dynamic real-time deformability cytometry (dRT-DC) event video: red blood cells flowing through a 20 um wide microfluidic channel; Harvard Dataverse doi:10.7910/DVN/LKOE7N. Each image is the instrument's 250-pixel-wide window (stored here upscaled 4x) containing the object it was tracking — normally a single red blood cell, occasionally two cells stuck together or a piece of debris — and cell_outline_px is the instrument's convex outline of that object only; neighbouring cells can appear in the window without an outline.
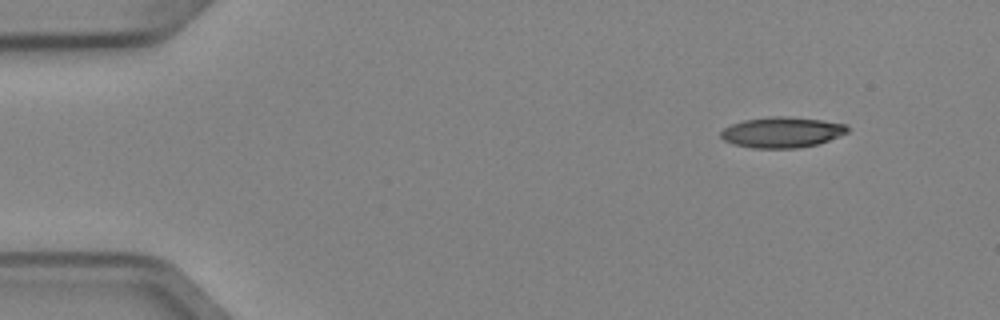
{"species": "Egyptian fruit bat (a non-hibernating species)", "species_latin": "Rousettus aegyptiacus", "temperature_condition": "cold", "stored_images_in_passage": 4, "camera_frame_rate_fps": 3000, "um_per_image_px": 0.085, "animal": {"sex": "female"}, "frame": {"image": 1, "passage_image": 1, "time_ms": 0.0, "image_size_px": [1000, 320], "cell_outline_px": [[848, 132], [828, 140], [816, 144], [796, 148], [756, 148], [732, 144], [724, 140], [720, 136], [720, 132], [724, 128], [732, 124], [744, 120], [768, 116], [784, 116], [820, 120], [848, 124]], "centroid_in_image_um": [66.44, 11.24], "position_along_channel_um": 18.6, "area_um2": 22.48}}
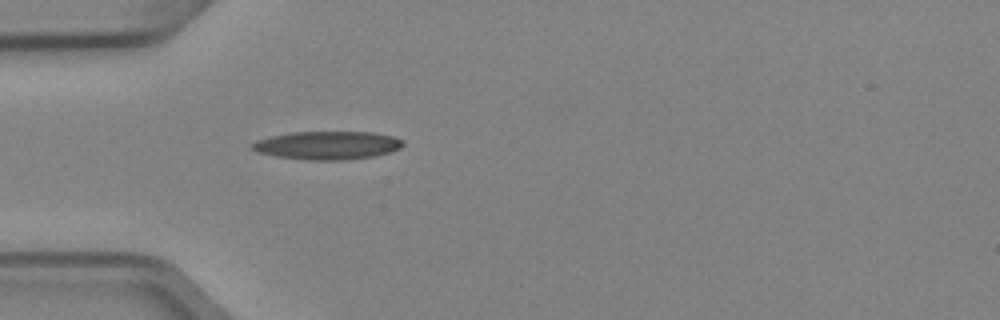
{"frame": {"image": 2, "passage_image": 4, "time_ms": 1.0, "image_size_px": [1000, 320], "cell_outline_px": [[404, 144], [400, 148], [376, 156], [344, 160], [308, 160], [276, 156], [256, 152], [248, 148], [248, 144], [256, 140], [272, 136], [292, 132], [372, 132], [392, 136], [404, 140]], "centroid_in_image_um": [27.78, 12.35], "position_along_channel_um": 57.2, "area_um2": 25.03}}